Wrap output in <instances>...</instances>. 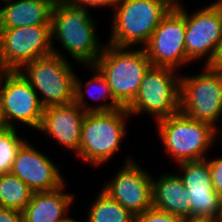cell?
<instances>
[{
  "mask_svg": "<svg viewBox=\"0 0 222 222\" xmlns=\"http://www.w3.org/2000/svg\"><path fill=\"white\" fill-rule=\"evenodd\" d=\"M185 6L172 7L143 47L152 66L182 73L183 67L192 64L185 50Z\"/></svg>",
  "mask_w": 222,
  "mask_h": 222,
  "instance_id": "cell-11",
  "label": "cell"
},
{
  "mask_svg": "<svg viewBox=\"0 0 222 222\" xmlns=\"http://www.w3.org/2000/svg\"><path fill=\"white\" fill-rule=\"evenodd\" d=\"M201 6L185 7L186 55L192 63L216 65L222 52V7L217 0Z\"/></svg>",
  "mask_w": 222,
  "mask_h": 222,
  "instance_id": "cell-9",
  "label": "cell"
},
{
  "mask_svg": "<svg viewBox=\"0 0 222 222\" xmlns=\"http://www.w3.org/2000/svg\"><path fill=\"white\" fill-rule=\"evenodd\" d=\"M52 53L51 24L0 28L1 71H19L25 64Z\"/></svg>",
  "mask_w": 222,
  "mask_h": 222,
  "instance_id": "cell-12",
  "label": "cell"
},
{
  "mask_svg": "<svg viewBox=\"0 0 222 222\" xmlns=\"http://www.w3.org/2000/svg\"><path fill=\"white\" fill-rule=\"evenodd\" d=\"M219 148L222 149L221 145ZM219 153L220 152H216L218 156L215 154L214 157L209 155L206 160L208 161L210 167L213 188L218 194H222V152L221 155H219Z\"/></svg>",
  "mask_w": 222,
  "mask_h": 222,
  "instance_id": "cell-25",
  "label": "cell"
},
{
  "mask_svg": "<svg viewBox=\"0 0 222 222\" xmlns=\"http://www.w3.org/2000/svg\"><path fill=\"white\" fill-rule=\"evenodd\" d=\"M173 6L169 0H120L110 15L108 44L144 47Z\"/></svg>",
  "mask_w": 222,
  "mask_h": 222,
  "instance_id": "cell-4",
  "label": "cell"
},
{
  "mask_svg": "<svg viewBox=\"0 0 222 222\" xmlns=\"http://www.w3.org/2000/svg\"><path fill=\"white\" fill-rule=\"evenodd\" d=\"M154 125L162 151L173 164L204 160L211 154L209 151H212L214 144L218 149L216 141L220 139V132L212 125L191 119L180 111L158 120Z\"/></svg>",
  "mask_w": 222,
  "mask_h": 222,
  "instance_id": "cell-3",
  "label": "cell"
},
{
  "mask_svg": "<svg viewBox=\"0 0 222 222\" xmlns=\"http://www.w3.org/2000/svg\"><path fill=\"white\" fill-rule=\"evenodd\" d=\"M5 128H7V125L4 121L2 110H1V107H0V131L4 130Z\"/></svg>",
  "mask_w": 222,
  "mask_h": 222,
  "instance_id": "cell-30",
  "label": "cell"
},
{
  "mask_svg": "<svg viewBox=\"0 0 222 222\" xmlns=\"http://www.w3.org/2000/svg\"><path fill=\"white\" fill-rule=\"evenodd\" d=\"M0 222H24L23 213L15 209L0 207Z\"/></svg>",
  "mask_w": 222,
  "mask_h": 222,
  "instance_id": "cell-27",
  "label": "cell"
},
{
  "mask_svg": "<svg viewBox=\"0 0 222 222\" xmlns=\"http://www.w3.org/2000/svg\"><path fill=\"white\" fill-rule=\"evenodd\" d=\"M197 73L180 74V112L222 130V69L204 65ZM187 74V75H186Z\"/></svg>",
  "mask_w": 222,
  "mask_h": 222,
  "instance_id": "cell-6",
  "label": "cell"
},
{
  "mask_svg": "<svg viewBox=\"0 0 222 222\" xmlns=\"http://www.w3.org/2000/svg\"><path fill=\"white\" fill-rule=\"evenodd\" d=\"M0 107L7 127L38 130L44 106L19 71L0 72Z\"/></svg>",
  "mask_w": 222,
  "mask_h": 222,
  "instance_id": "cell-10",
  "label": "cell"
},
{
  "mask_svg": "<svg viewBox=\"0 0 222 222\" xmlns=\"http://www.w3.org/2000/svg\"><path fill=\"white\" fill-rule=\"evenodd\" d=\"M174 165L190 198L191 219L216 221L220 194L213 188L208 161H184Z\"/></svg>",
  "mask_w": 222,
  "mask_h": 222,
  "instance_id": "cell-15",
  "label": "cell"
},
{
  "mask_svg": "<svg viewBox=\"0 0 222 222\" xmlns=\"http://www.w3.org/2000/svg\"><path fill=\"white\" fill-rule=\"evenodd\" d=\"M219 3H220V5H221V7H222V0H217Z\"/></svg>",
  "mask_w": 222,
  "mask_h": 222,
  "instance_id": "cell-36",
  "label": "cell"
},
{
  "mask_svg": "<svg viewBox=\"0 0 222 222\" xmlns=\"http://www.w3.org/2000/svg\"><path fill=\"white\" fill-rule=\"evenodd\" d=\"M182 222H215L209 219H183Z\"/></svg>",
  "mask_w": 222,
  "mask_h": 222,
  "instance_id": "cell-29",
  "label": "cell"
},
{
  "mask_svg": "<svg viewBox=\"0 0 222 222\" xmlns=\"http://www.w3.org/2000/svg\"><path fill=\"white\" fill-rule=\"evenodd\" d=\"M180 74L171 68L151 66L134 100L126 107L131 117L149 115L157 122L177 114L180 111Z\"/></svg>",
  "mask_w": 222,
  "mask_h": 222,
  "instance_id": "cell-7",
  "label": "cell"
},
{
  "mask_svg": "<svg viewBox=\"0 0 222 222\" xmlns=\"http://www.w3.org/2000/svg\"><path fill=\"white\" fill-rule=\"evenodd\" d=\"M219 144L222 146V130L220 131V139H219Z\"/></svg>",
  "mask_w": 222,
  "mask_h": 222,
  "instance_id": "cell-35",
  "label": "cell"
},
{
  "mask_svg": "<svg viewBox=\"0 0 222 222\" xmlns=\"http://www.w3.org/2000/svg\"><path fill=\"white\" fill-rule=\"evenodd\" d=\"M73 63L52 53L25 64L19 72L44 107L66 105L74 102L76 70Z\"/></svg>",
  "mask_w": 222,
  "mask_h": 222,
  "instance_id": "cell-8",
  "label": "cell"
},
{
  "mask_svg": "<svg viewBox=\"0 0 222 222\" xmlns=\"http://www.w3.org/2000/svg\"><path fill=\"white\" fill-rule=\"evenodd\" d=\"M183 219L173 214L151 207L134 216V222H182Z\"/></svg>",
  "mask_w": 222,
  "mask_h": 222,
  "instance_id": "cell-24",
  "label": "cell"
},
{
  "mask_svg": "<svg viewBox=\"0 0 222 222\" xmlns=\"http://www.w3.org/2000/svg\"><path fill=\"white\" fill-rule=\"evenodd\" d=\"M92 13L66 1L54 4L50 21L54 54L69 61L74 60L77 66H91L95 63L106 42L99 39V19L95 17L94 11Z\"/></svg>",
  "mask_w": 222,
  "mask_h": 222,
  "instance_id": "cell-1",
  "label": "cell"
},
{
  "mask_svg": "<svg viewBox=\"0 0 222 222\" xmlns=\"http://www.w3.org/2000/svg\"><path fill=\"white\" fill-rule=\"evenodd\" d=\"M19 128L7 127L0 131V175L10 173L18 150L28 140Z\"/></svg>",
  "mask_w": 222,
  "mask_h": 222,
  "instance_id": "cell-23",
  "label": "cell"
},
{
  "mask_svg": "<svg viewBox=\"0 0 222 222\" xmlns=\"http://www.w3.org/2000/svg\"><path fill=\"white\" fill-rule=\"evenodd\" d=\"M89 71L90 79L75 76L74 102L85 112H110L123 106L114 98L102 74L93 66H79ZM90 98V99H89ZM94 100L95 103H91ZM90 103V104H89Z\"/></svg>",
  "mask_w": 222,
  "mask_h": 222,
  "instance_id": "cell-18",
  "label": "cell"
},
{
  "mask_svg": "<svg viewBox=\"0 0 222 222\" xmlns=\"http://www.w3.org/2000/svg\"><path fill=\"white\" fill-rule=\"evenodd\" d=\"M216 66H217L218 68L222 69V52H221V54H220V57H219V59H218V62H217V64H216Z\"/></svg>",
  "mask_w": 222,
  "mask_h": 222,
  "instance_id": "cell-33",
  "label": "cell"
},
{
  "mask_svg": "<svg viewBox=\"0 0 222 222\" xmlns=\"http://www.w3.org/2000/svg\"><path fill=\"white\" fill-rule=\"evenodd\" d=\"M0 28L50 24V0H1Z\"/></svg>",
  "mask_w": 222,
  "mask_h": 222,
  "instance_id": "cell-20",
  "label": "cell"
},
{
  "mask_svg": "<svg viewBox=\"0 0 222 222\" xmlns=\"http://www.w3.org/2000/svg\"><path fill=\"white\" fill-rule=\"evenodd\" d=\"M34 191L11 173L0 175V207L23 211Z\"/></svg>",
  "mask_w": 222,
  "mask_h": 222,
  "instance_id": "cell-22",
  "label": "cell"
},
{
  "mask_svg": "<svg viewBox=\"0 0 222 222\" xmlns=\"http://www.w3.org/2000/svg\"><path fill=\"white\" fill-rule=\"evenodd\" d=\"M175 172L152 175V207L178 216L191 219V204L180 176ZM155 176V177H154Z\"/></svg>",
  "mask_w": 222,
  "mask_h": 222,
  "instance_id": "cell-19",
  "label": "cell"
},
{
  "mask_svg": "<svg viewBox=\"0 0 222 222\" xmlns=\"http://www.w3.org/2000/svg\"><path fill=\"white\" fill-rule=\"evenodd\" d=\"M70 5L79 7V8H85L92 12V9L94 8V11L96 9H105V8H111V11L115 8V6L118 4L120 0H65ZM96 8V9H95Z\"/></svg>",
  "mask_w": 222,
  "mask_h": 222,
  "instance_id": "cell-26",
  "label": "cell"
},
{
  "mask_svg": "<svg viewBox=\"0 0 222 222\" xmlns=\"http://www.w3.org/2000/svg\"><path fill=\"white\" fill-rule=\"evenodd\" d=\"M128 119L133 120L125 107L110 112H86L75 157L94 168L110 163L122 150L121 146L129 135L128 125L131 123Z\"/></svg>",
  "mask_w": 222,
  "mask_h": 222,
  "instance_id": "cell-2",
  "label": "cell"
},
{
  "mask_svg": "<svg viewBox=\"0 0 222 222\" xmlns=\"http://www.w3.org/2000/svg\"><path fill=\"white\" fill-rule=\"evenodd\" d=\"M132 155L125 156L122 167L102 182L101 189L137 215L152 207V174Z\"/></svg>",
  "mask_w": 222,
  "mask_h": 222,
  "instance_id": "cell-13",
  "label": "cell"
},
{
  "mask_svg": "<svg viewBox=\"0 0 222 222\" xmlns=\"http://www.w3.org/2000/svg\"><path fill=\"white\" fill-rule=\"evenodd\" d=\"M215 222H222V194H220V207H219L218 216Z\"/></svg>",
  "mask_w": 222,
  "mask_h": 222,
  "instance_id": "cell-28",
  "label": "cell"
},
{
  "mask_svg": "<svg viewBox=\"0 0 222 222\" xmlns=\"http://www.w3.org/2000/svg\"><path fill=\"white\" fill-rule=\"evenodd\" d=\"M169 1L173 7L181 6L183 5V2H184L183 0H169Z\"/></svg>",
  "mask_w": 222,
  "mask_h": 222,
  "instance_id": "cell-31",
  "label": "cell"
},
{
  "mask_svg": "<svg viewBox=\"0 0 222 222\" xmlns=\"http://www.w3.org/2000/svg\"><path fill=\"white\" fill-rule=\"evenodd\" d=\"M67 186L65 183L53 191L34 192L22 211L24 222H60L70 216L77 195Z\"/></svg>",
  "mask_w": 222,
  "mask_h": 222,
  "instance_id": "cell-17",
  "label": "cell"
},
{
  "mask_svg": "<svg viewBox=\"0 0 222 222\" xmlns=\"http://www.w3.org/2000/svg\"><path fill=\"white\" fill-rule=\"evenodd\" d=\"M76 218L74 217H72V214L70 215V216H68L66 219H64V220H62V221H60V222H79V220H75ZM80 222H82L81 221V219H80Z\"/></svg>",
  "mask_w": 222,
  "mask_h": 222,
  "instance_id": "cell-32",
  "label": "cell"
},
{
  "mask_svg": "<svg viewBox=\"0 0 222 222\" xmlns=\"http://www.w3.org/2000/svg\"><path fill=\"white\" fill-rule=\"evenodd\" d=\"M45 153L28 138L18 150L10 171L34 192L53 191L67 183L61 172L63 164H56V160Z\"/></svg>",
  "mask_w": 222,
  "mask_h": 222,
  "instance_id": "cell-14",
  "label": "cell"
},
{
  "mask_svg": "<svg viewBox=\"0 0 222 222\" xmlns=\"http://www.w3.org/2000/svg\"><path fill=\"white\" fill-rule=\"evenodd\" d=\"M85 222H134V214L112 199L102 189L87 204ZM87 217V218H86ZM83 221V222H84Z\"/></svg>",
  "mask_w": 222,
  "mask_h": 222,
  "instance_id": "cell-21",
  "label": "cell"
},
{
  "mask_svg": "<svg viewBox=\"0 0 222 222\" xmlns=\"http://www.w3.org/2000/svg\"><path fill=\"white\" fill-rule=\"evenodd\" d=\"M86 112L75 102L44 107L41 124L36 131L67 153L76 155L81 142L82 123ZM55 141V142H54Z\"/></svg>",
  "mask_w": 222,
  "mask_h": 222,
  "instance_id": "cell-16",
  "label": "cell"
},
{
  "mask_svg": "<svg viewBox=\"0 0 222 222\" xmlns=\"http://www.w3.org/2000/svg\"><path fill=\"white\" fill-rule=\"evenodd\" d=\"M50 1L54 4H58V3H61L62 1H65V0H50Z\"/></svg>",
  "mask_w": 222,
  "mask_h": 222,
  "instance_id": "cell-34",
  "label": "cell"
},
{
  "mask_svg": "<svg viewBox=\"0 0 222 222\" xmlns=\"http://www.w3.org/2000/svg\"><path fill=\"white\" fill-rule=\"evenodd\" d=\"M93 66L102 74L114 98L127 107L152 66L142 47H119L106 43Z\"/></svg>",
  "mask_w": 222,
  "mask_h": 222,
  "instance_id": "cell-5",
  "label": "cell"
}]
</instances>
